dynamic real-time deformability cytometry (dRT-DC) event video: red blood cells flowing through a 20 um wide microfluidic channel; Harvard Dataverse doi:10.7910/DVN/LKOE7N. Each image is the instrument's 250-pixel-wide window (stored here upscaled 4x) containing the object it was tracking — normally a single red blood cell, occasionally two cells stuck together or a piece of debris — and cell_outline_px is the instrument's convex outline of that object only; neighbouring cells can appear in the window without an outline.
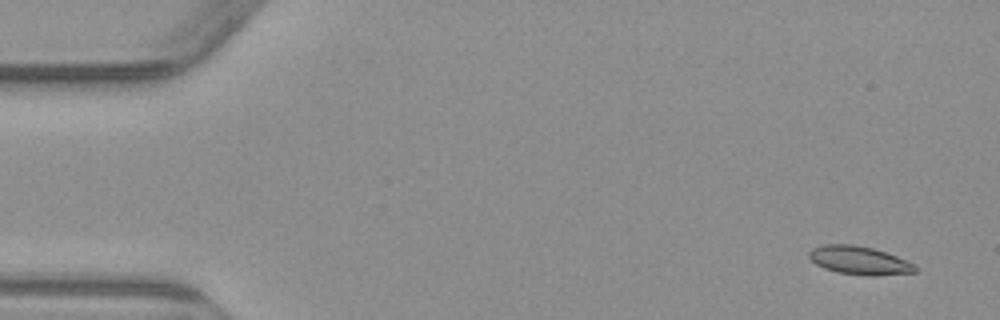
{"species": "common noctule bat (a hibernating species)", "species_latin": "Nyctalus noctula", "temperature_condition": "warm", "stored_images_in_passage": 7, "camera_frame_rate_fps": 3000, "um_per_image_px": 0.085, "animal": {"sex": "male", "body_mass_g": 23.1, "forearm_length_mm": 52.7}, "frame": {"image": 1, "passage_image": 1, "time_ms": 0.0, "image_size_px": [1000, 320], "cell_outline_px": [[916, 272], [876, 276], [868, 276], [836, 272], [824, 268], [816, 264], [808, 256], [808, 252], [812, 248], [824, 244], [852, 244], [872, 248], [896, 256], [916, 264]], "centroid_in_image_um": [73.03, 22.14], "position_along_channel_um": 12.0, "area_um2": 17.57}}
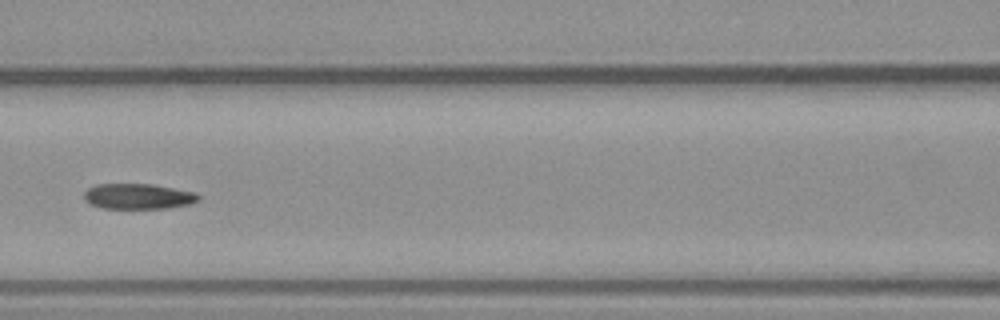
{"frame": {"image": 2, "passage_image": 6, "time_ms": 7.0, "image_size_px": [1000, 320], "cell_outline_px": [[200, 200], [188, 204], [168, 208], [104, 208], [92, 204], [84, 200], [84, 192], [88, 188], [96, 184], [152, 184], [196, 192], [200, 196]], "centroid_in_image_um": [11.76, 16.68], "position_along_channel_um": 154.8, "area_um2": 16.94}}
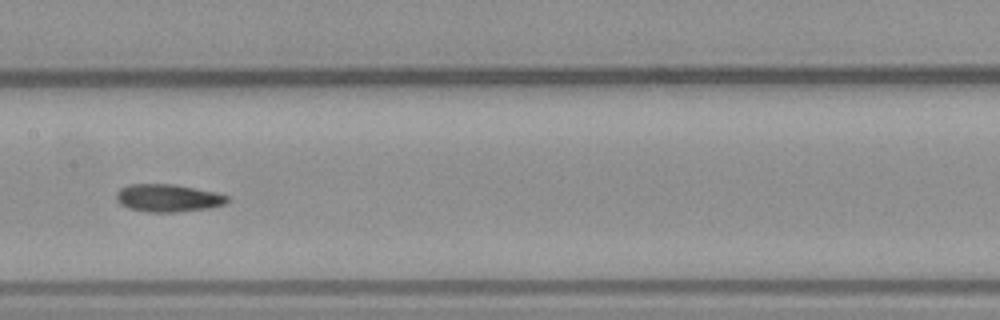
{"frame": {"image": 3, "passage_image": 7, "time_ms": 8.0, "image_size_px": [1000, 320], "cell_outline_px": [[228, 200], [224, 204], [208, 208], [180, 212], [148, 212], [128, 208], [120, 204], [116, 200], [116, 192], [120, 188], [128, 184], [172, 184], [216, 192], [228, 196]], "centroid_in_image_um": [14.24, 16.83], "position_along_channel_um": 193.2, "area_um2": 17.92}}